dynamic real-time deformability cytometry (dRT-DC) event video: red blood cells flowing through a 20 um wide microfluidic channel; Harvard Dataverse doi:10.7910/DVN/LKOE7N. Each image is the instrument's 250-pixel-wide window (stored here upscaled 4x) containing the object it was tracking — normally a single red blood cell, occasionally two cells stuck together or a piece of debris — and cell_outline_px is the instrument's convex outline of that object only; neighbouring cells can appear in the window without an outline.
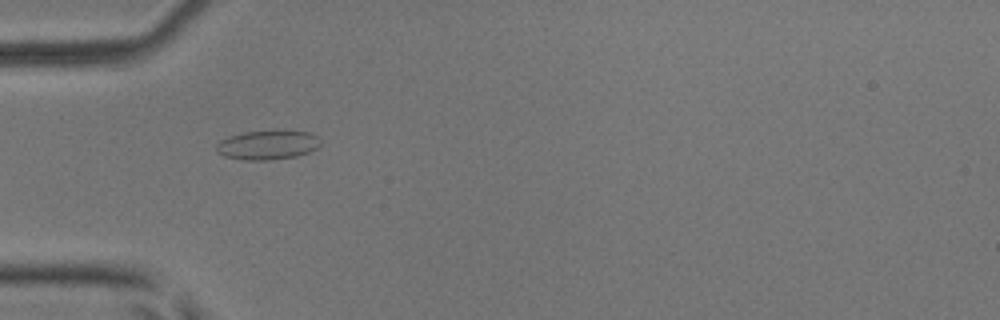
{"species": "common noctule bat (a hibernating species)", "species_latin": "Nyctalus noctula", "temperature_condition": "room temperature", "stored_images_in_passage": 5, "camera_frame_rate_fps": 3000, "um_per_image_px": 0.085, "animal": {"sex": "male", "body_mass_g": 17.9, "forearm_length_mm": 54.2}, "frame": {"image": 1, "passage_image": 2, "time_ms": 0.333, "image_size_px": [1000, 320], "cell_outline_px": [[320, 144], [316, 148], [308, 152], [296, 156], [268, 160], [244, 160], [224, 156], [216, 152], [216, 144], [220, 140], [228, 136], [244, 132], [276, 128], [312, 132], [320, 136]], "centroid_in_image_um": [22.77, 12.27], "position_along_channel_um": 62.2, "area_um2": 18.5}}
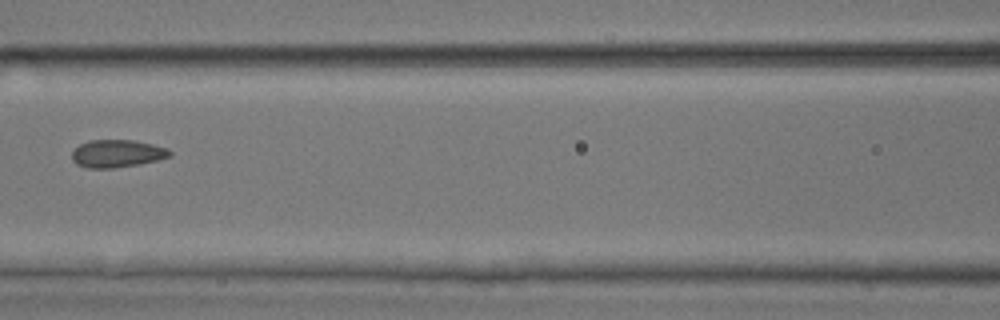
{"frame": {"image": 2, "passage_image": 4, "time_ms": 1.0, "image_size_px": [1000, 320], "cell_outline_px": [[172, 156], [160, 160], [140, 164], [112, 168], [88, 168], [76, 164], [72, 160], [72, 152], [80, 144], [88, 140], [132, 140], [152, 144], [168, 148], [172, 152]], "centroid_in_image_um": [9.98, 13.05], "position_along_channel_um": 156.6, "area_um2": 15.9}}
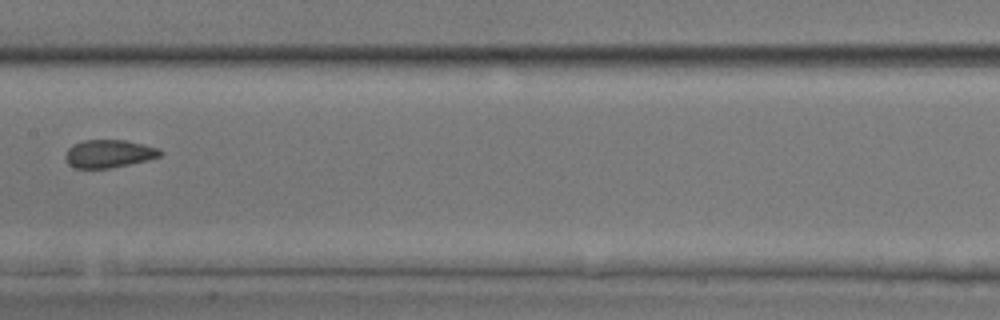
{"frame": {"image": 3, "passage_image": 5, "time_ms": 1.333, "image_size_px": [1000, 320], "cell_outline_px": [[164, 152], [160, 156], [148, 160], [108, 168], [76, 168], [68, 164], [64, 160], [64, 156], [68, 148], [72, 144], [84, 140], [124, 140], [144, 144], [160, 148]], "centroid_in_image_um": [9.24, 13.05], "position_along_channel_um": 198.2, "area_um2": 15.55}}